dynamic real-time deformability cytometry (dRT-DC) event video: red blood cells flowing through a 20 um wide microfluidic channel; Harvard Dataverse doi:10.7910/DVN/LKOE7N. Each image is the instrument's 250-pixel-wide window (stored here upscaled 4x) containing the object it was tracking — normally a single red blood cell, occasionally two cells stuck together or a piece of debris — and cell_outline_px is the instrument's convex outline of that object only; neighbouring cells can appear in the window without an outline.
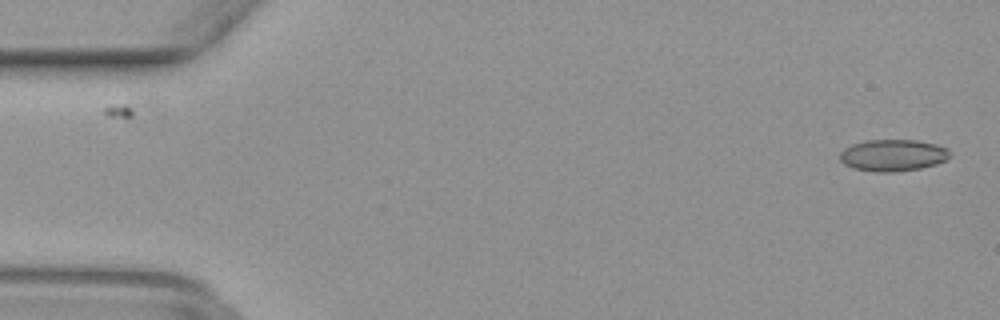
{"species": "common noctule bat (a hibernating species)", "species_latin": "Nyctalus noctula", "temperature_condition": "warm", "stored_images_in_passage": 17, "camera_frame_rate_fps": 3000, "um_per_image_px": 0.085, "animal": {"sex": "female", "body_mass_g": 29.2, "forearm_length_mm": 56.3}, "frame": {"image": 1, "passage_image": 1, "time_ms": 0.0, "image_size_px": [1000, 320], "cell_outline_px": [[948, 156], [944, 160], [936, 164], [920, 168], [896, 172], [876, 172], [852, 168], [844, 164], [840, 160], [840, 152], [844, 148], [852, 144], [864, 140], [916, 140], [936, 144], [948, 148]], "centroid_in_image_um": [75.85, 13.19], "position_along_channel_um": 9.1, "area_um2": 20.35}}
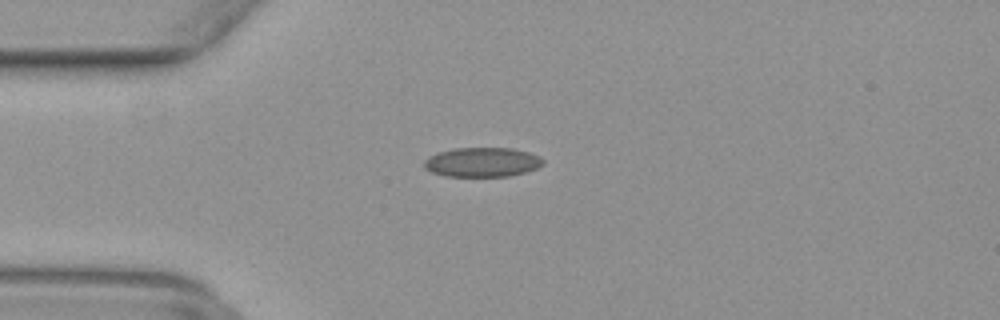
{"frame": {"image": 2, "passage_image": 12, "time_ms": 3.667, "image_size_px": [1000, 320], "cell_outline_px": [[544, 164], [536, 168], [524, 172], [508, 176], [444, 176], [432, 172], [424, 168], [424, 160], [428, 156], [436, 152], [452, 148], [512, 148], [528, 152], [540, 156], [544, 160]], "centroid_in_image_um": [40.96, 13.77], "position_along_channel_um": 44.0, "area_um2": 20.52}}
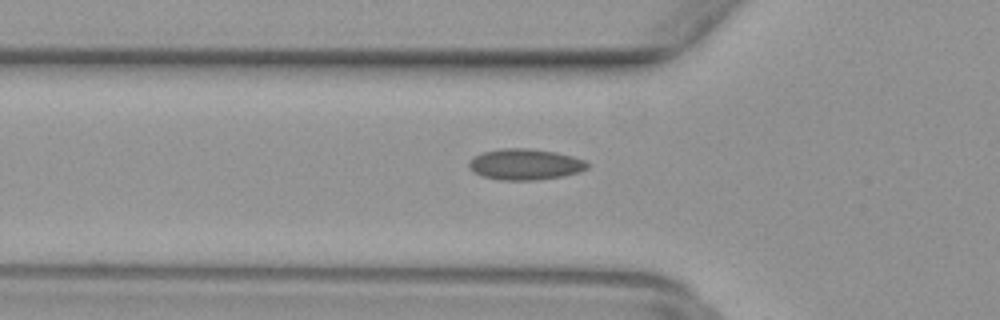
{"frame": {"image": 3, "passage_image": 16, "time_ms": 5.0, "image_size_px": [1000, 320], "cell_outline_px": [[588, 168], [580, 172], [564, 176], [536, 180], [500, 180], [484, 176], [472, 172], [468, 168], [468, 164], [472, 156], [484, 152], [500, 148], [528, 148], [556, 152], [572, 156], [584, 160], [588, 164]], "centroid_in_image_um": [44.62, 13.97], "position_along_channel_um": 81.2, "area_um2": 21.56}}